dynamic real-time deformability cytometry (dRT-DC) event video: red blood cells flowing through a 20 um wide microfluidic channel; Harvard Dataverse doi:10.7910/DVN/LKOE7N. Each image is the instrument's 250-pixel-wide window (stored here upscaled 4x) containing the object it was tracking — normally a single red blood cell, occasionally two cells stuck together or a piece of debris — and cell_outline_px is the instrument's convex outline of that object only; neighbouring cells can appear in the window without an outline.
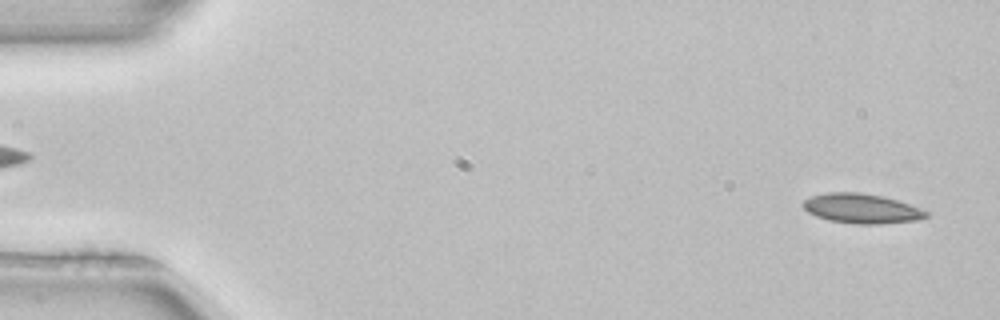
{"species": "common noctule bat (a hibernating species)", "species_latin": "Nyctalus noctula", "temperature_condition": "room temperature", "stored_images_in_passage": 14, "camera_frame_rate_fps": 3000, "um_per_image_px": 0.085, "animal": {"sex": "female", "body_mass_g": 22.7, "forearm_length_mm": 54.2}, "frame": {"image": 1, "passage_image": 3, "time_ms": 0.667, "image_size_px": [1000, 320], "cell_outline_px": [[928, 216], [916, 220], [876, 224], [856, 224], [828, 220], [816, 216], [808, 212], [800, 204], [804, 200], [812, 196], [824, 192], [860, 192], [884, 196], [908, 204], [928, 212]], "centroid_in_image_um": [73.18, 17.71], "position_along_channel_um": 11.8, "area_um2": 21.21}}